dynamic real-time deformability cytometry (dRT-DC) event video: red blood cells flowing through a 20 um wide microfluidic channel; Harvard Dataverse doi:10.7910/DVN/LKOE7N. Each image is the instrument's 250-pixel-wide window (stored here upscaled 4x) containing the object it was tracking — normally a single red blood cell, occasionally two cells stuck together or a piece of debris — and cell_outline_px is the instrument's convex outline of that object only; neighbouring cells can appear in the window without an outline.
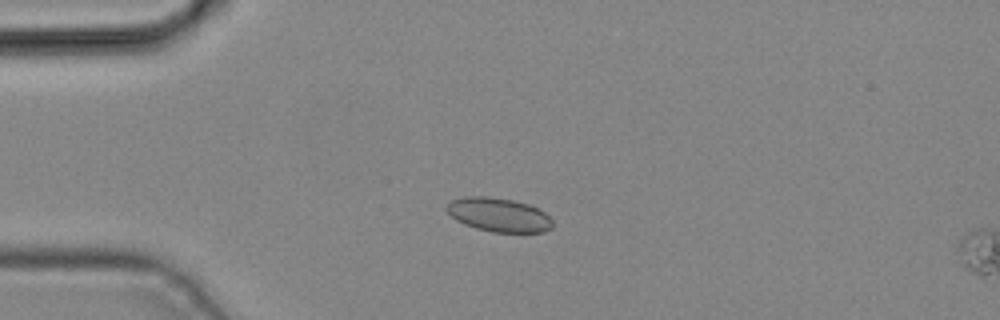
{"species": "common noctule bat (a hibernating species)", "species_latin": "Nyctalus noctula", "temperature_condition": "cold", "stored_images_in_passage": 4, "camera_frame_rate_fps": 3000, "um_per_image_px": 0.085, "animal": {"sex": "male", "body_mass_g": 19.2, "forearm_length_mm": 51.8}, "frame": {"image": 1, "passage_image": 3, "time_ms": 0.667, "image_size_px": [1000, 320], "cell_outline_px": [[552, 228], [544, 232], [492, 232], [476, 228], [464, 224], [456, 220], [444, 208], [452, 200], [464, 196], [488, 196], [512, 200], [528, 204], [544, 212], [552, 220]], "centroid_in_image_um": [42.38, 18.26], "position_along_channel_um": 42.6, "area_um2": 20.87}}